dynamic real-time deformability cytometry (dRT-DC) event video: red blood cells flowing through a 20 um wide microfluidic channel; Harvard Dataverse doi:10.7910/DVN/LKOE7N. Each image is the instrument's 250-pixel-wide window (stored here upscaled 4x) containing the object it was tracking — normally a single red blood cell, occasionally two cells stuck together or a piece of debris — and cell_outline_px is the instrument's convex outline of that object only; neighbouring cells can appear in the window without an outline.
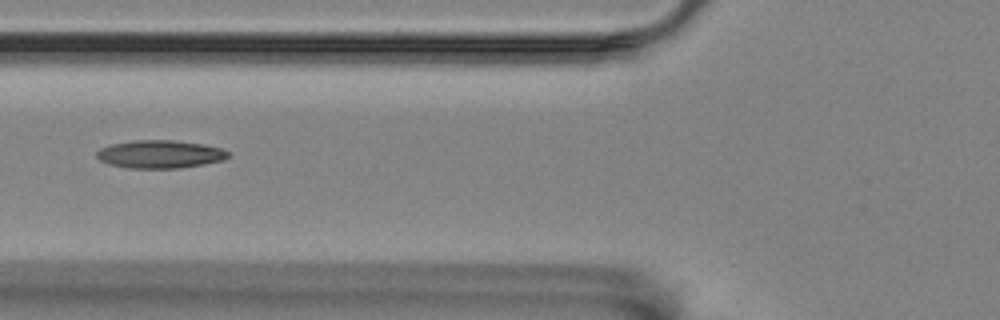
{"species": "Egyptian fruit bat (a non-hibernating species)", "species_latin": "Rousettus aegyptiacus", "temperature_condition": "room temperature", "stored_images_in_passage": 4, "camera_frame_rate_fps": 3000, "um_per_image_px": 0.085, "animal": {"sex": "female"}, "frame": {"image": 1, "passage_image": 2, "time_ms": 0.333, "image_size_px": [1000, 320], "cell_outline_px": [[228, 156], [224, 160], [204, 164], [180, 168], [128, 168], [108, 164], [100, 160], [96, 156], [96, 152], [100, 148], [112, 144], [136, 140], [172, 140], [204, 144], [220, 148], [228, 152]], "centroid_in_image_um": [13.58, 13.11], "position_along_channel_um": 112.2, "area_um2": 21.39}}
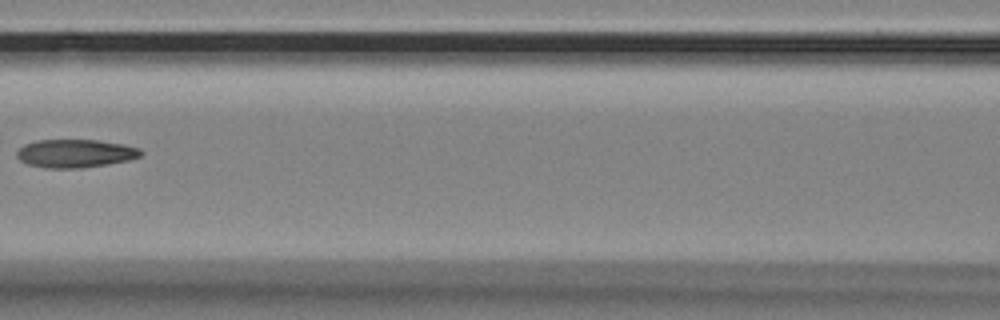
{"frame": {"image": 2, "passage_image": 3, "time_ms": 0.667, "image_size_px": [1000, 320], "cell_outline_px": [[144, 152], [140, 156], [128, 160], [108, 164], [80, 168], [44, 168], [28, 164], [20, 160], [16, 156], [16, 152], [24, 144], [36, 140], [96, 140], [124, 144], [140, 148]], "centroid_in_image_um": [6.4, 13.04], "position_along_channel_um": 160.2, "area_um2": 20.46}}
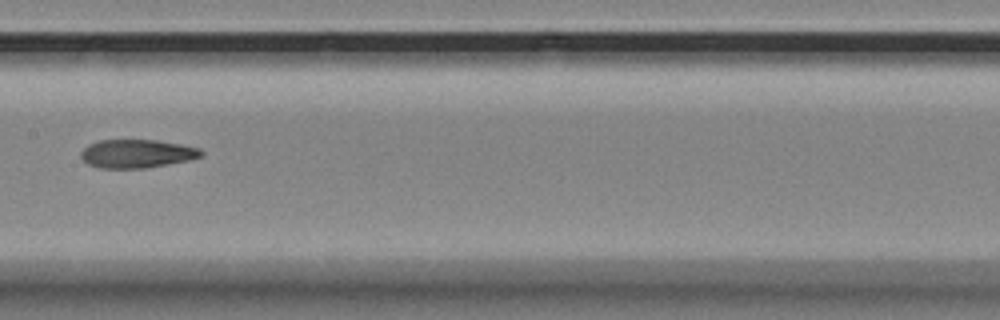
{"frame": {"image": 3, "passage_image": 4, "time_ms": 1.0, "image_size_px": [1000, 320], "cell_outline_px": [[204, 152], [200, 156], [188, 160], [144, 168], [100, 168], [88, 164], [80, 156], [80, 152], [88, 144], [100, 140], [156, 140], [180, 144], [200, 148]], "centroid_in_image_um": [11.6, 13.05], "position_along_channel_um": 195.8, "area_um2": 19.77}}